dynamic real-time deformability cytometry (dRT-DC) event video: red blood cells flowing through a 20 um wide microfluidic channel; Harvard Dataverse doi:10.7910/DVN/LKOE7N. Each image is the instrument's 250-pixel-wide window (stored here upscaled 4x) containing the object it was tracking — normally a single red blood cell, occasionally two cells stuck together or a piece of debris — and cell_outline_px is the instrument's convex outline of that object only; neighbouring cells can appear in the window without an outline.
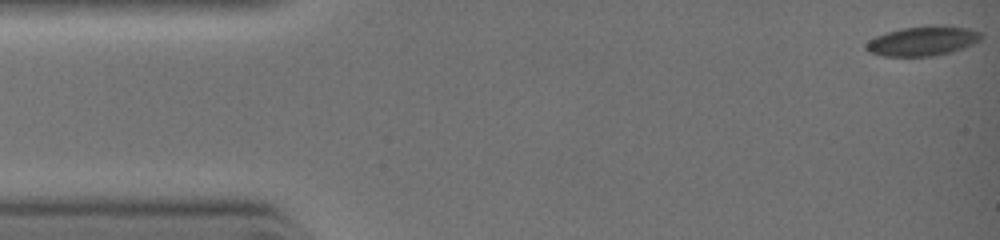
{"species": "common noctule bat (a hibernating species)", "species_latin": "Nyctalus noctula", "temperature_condition": "warm", "stored_images_in_passage": 13, "camera_frame_rate_fps": 3000, "um_per_image_px": 0.085, "animal": {"sex": "female", "body_mass_g": 19.0, "forearm_length_mm": 51.5}, "frame": {"image": 1, "passage_image": 1, "time_ms": 0.0, "image_size_px": [1000, 240], "cell_outline_px": [[984, 36], [980, 40], [972, 44], [948, 52], [932, 56], [884, 56], [868, 52], [864, 48], [864, 44], [868, 40], [876, 36], [888, 32], [904, 28], [968, 28], [980, 32]], "centroid_in_image_um": [78.34, 3.53], "position_along_channel_um": 6.7, "area_um2": 18.84}}
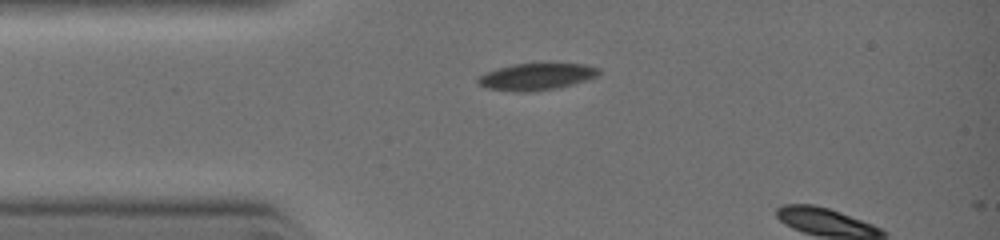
{"frame": {"image": 2, "passage_image": 10, "time_ms": 2.333, "image_size_px": [1000, 240], "cell_outline_px": [[600, 72], [596, 76], [560, 88], [536, 92], [512, 92], [484, 88], [476, 80], [480, 76], [488, 72], [512, 64], [584, 64], [600, 68]], "centroid_in_image_um": [45.58, 6.54], "position_along_channel_um": 39.4, "area_um2": 18.84}}